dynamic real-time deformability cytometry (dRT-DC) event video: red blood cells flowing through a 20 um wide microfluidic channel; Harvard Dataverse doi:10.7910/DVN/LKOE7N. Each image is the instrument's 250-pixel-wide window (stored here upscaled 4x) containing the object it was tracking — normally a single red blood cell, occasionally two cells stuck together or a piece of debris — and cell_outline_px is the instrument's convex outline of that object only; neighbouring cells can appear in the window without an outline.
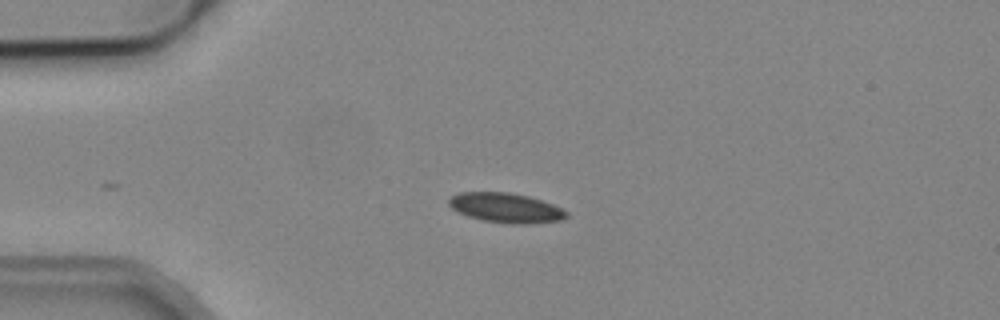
{"species": "common noctule bat (a hibernating species)", "species_latin": "Nyctalus noctula", "temperature_condition": "cold", "stored_images_in_passage": 2, "camera_frame_rate_fps": 3000, "um_per_image_px": 0.085, "animal": {"sex": "male", "body_mass_g": 19.2, "forearm_length_mm": 51.8}, "frame": {"image": 1, "passage_image": 1, "time_ms": 0.0, "image_size_px": [1000, 320], "cell_outline_px": [[568, 216], [560, 220], [524, 224], [512, 224], [484, 220], [468, 216], [452, 208], [448, 204], [448, 200], [452, 196], [460, 192], [508, 192], [528, 196], [552, 204], [568, 212]], "centroid_in_image_um": [42.99, 17.66], "position_along_channel_um": 42.0, "area_um2": 20.06}}